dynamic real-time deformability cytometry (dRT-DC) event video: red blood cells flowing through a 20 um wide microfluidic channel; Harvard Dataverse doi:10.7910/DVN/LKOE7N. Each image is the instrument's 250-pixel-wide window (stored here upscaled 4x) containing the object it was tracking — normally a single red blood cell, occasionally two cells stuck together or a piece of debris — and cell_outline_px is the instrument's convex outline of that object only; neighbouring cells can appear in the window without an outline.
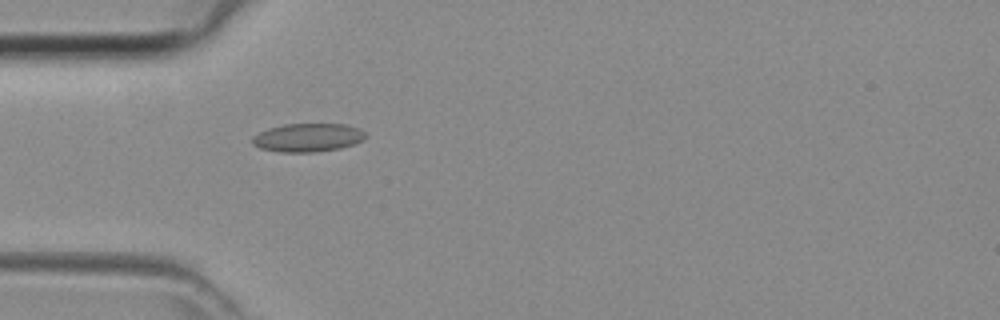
{"species": "common noctule bat (a hibernating species)", "species_latin": "Nyctalus noctula", "temperature_condition": "room temperature", "stored_images_in_passage": 42, "camera_frame_rate_fps": 3000, "um_per_image_px": 0.085, "animal": {"sex": "female", "body_mass_g": 29.2, "forearm_length_mm": 56.3}, "frame": {"image": 1, "passage_image": 11, "time_ms": 3.333, "image_size_px": [1000, 320], "cell_outline_px": [[368, 136], [364, 140], [340, 148], [312, 152], [280, 152], [260, 148], [252, 144], [252, 136], [268, 128], [284, 124], [348, 124], [360, 128]], "centroid_in_image_um": [26.18, 11.68], "position_along_channel_um": 58.8, "area_um2": 18.84}}
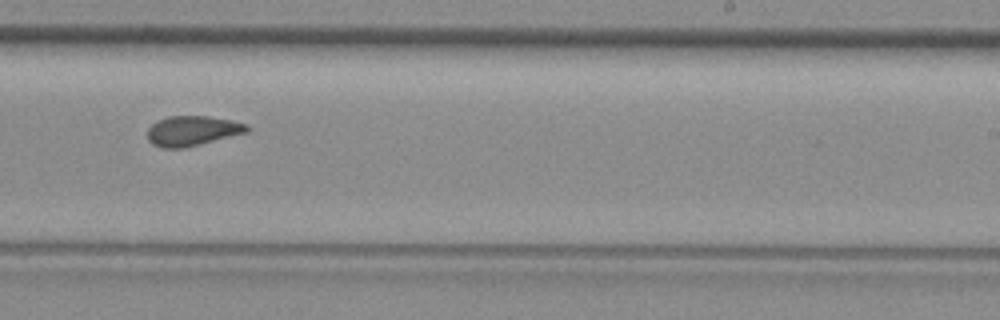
{"frame": {"image": 2, "passage_image": 25, "time_ms": 8.0, "image_size_px": [1000, 320], "cell_outline_px": [[248, 132], [184, 148], [164, 148], [152, 144], [148, 140], [148, 128], [156, 120], [168, 116], [208, 116], [248, 124]], "centroid_in_image_um": [16.32, 11.12], "position_along_channel_um": 272.7, "area_um2": 17.28}}
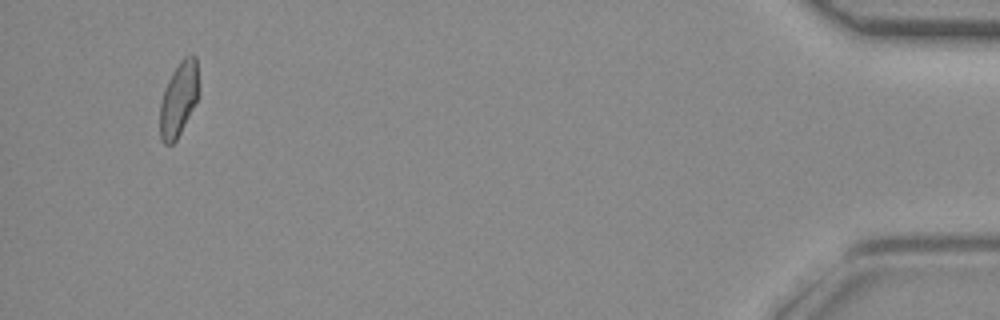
{"frame": {"image": 3, "passage_image": 40, "time_ms": 13.0, "image_size_px": [1000, 320], "cell_outline_px": [[196, 100], [176, 140], [172, 144], [164, 144], [160, 140], [160, 104], [164, 88], [172, 72], [180, 60], [184, 56], [192, 52], [196, 56]], "centroid_in_image_um": [15.13, 8.4], "position_along_channel_um": 420.1, "area_um2": 16.3}}